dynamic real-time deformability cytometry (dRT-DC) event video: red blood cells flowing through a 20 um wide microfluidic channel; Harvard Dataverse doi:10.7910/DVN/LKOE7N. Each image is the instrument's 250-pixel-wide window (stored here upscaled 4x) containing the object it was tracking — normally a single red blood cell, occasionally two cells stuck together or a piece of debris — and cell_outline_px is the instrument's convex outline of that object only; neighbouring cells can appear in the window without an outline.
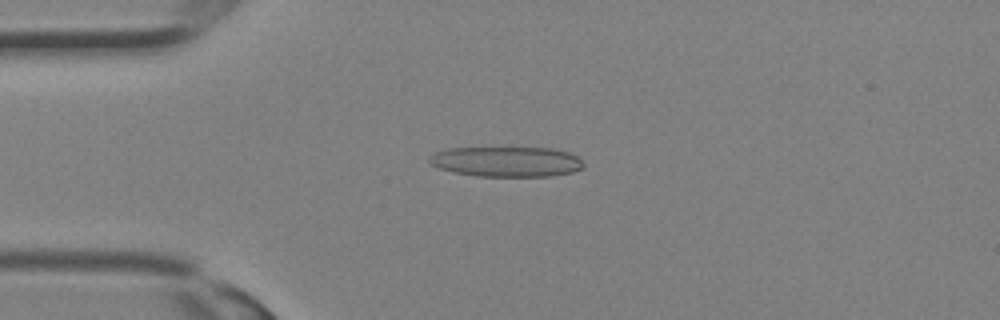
{"species": "Egyptian fruit bat (a non-hibernating species)", "species_latin": "Rousettus aegyptiacus", "temperature_condition": "room temperature", "stored_images_in_passage": 32, "camera_frame_rate_fps": 3000, "um_per_image_px": 0.085, "animal": {"sex": "female"}, "frame": {"image": 1, "passage_image": 8, "time_ms": 2.333, "image_size_px": [1000, 320], "cell_outline_px": [[584, 168], [572, 172], [552, 176], [476, 176], [456, 172], [440, 168], [428, 164], [428, 156], [436, 152], [448, 148], [556, 148], [568, 152], [576, 156], [584, 164]], "centroid_in_image_um": [43.05, 13.74], "position_along_channel_um": 41.9, "area_um2": 27.17}}
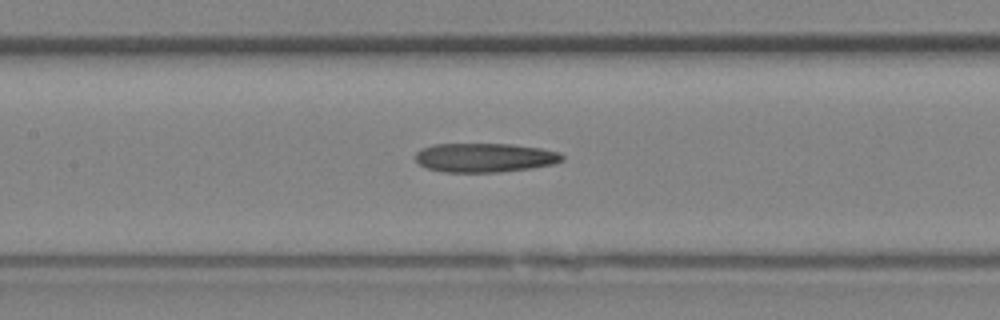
{"frame": {"image": 2, "passage_image": 15, "time_ms": 4.667, "image_size_px": [1000, 320], "cell_outline_px": [[564, 160], [552, 164], [532, 168], [500, 172], [444, 172], [428, 168], [420, 164], [416, 160], [416, 152], [420, 148], [432, 144], [512, 144], [540, 148], [560, 152], [564, 156]], "centroid_in_image_um": [41.21, 13.39], "position_along_channel_um": 166.2, "area_um2": 24.97}}
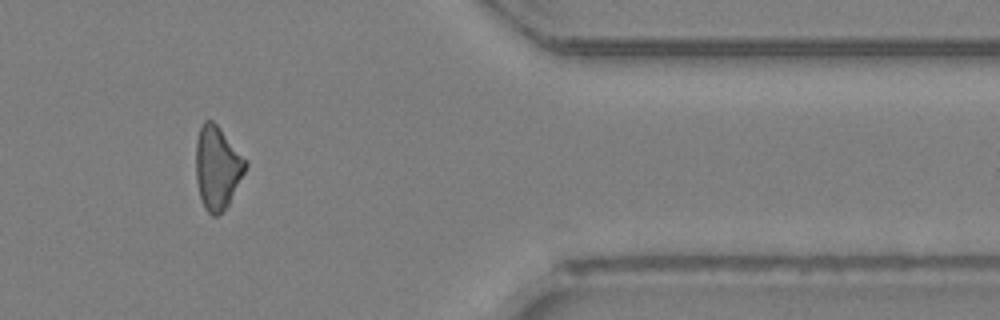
{"frame": {"image": 3, "passage_image": 27, "time_ms": 8.667, "image_size_px": [1000, 320], "cell_outline_px": [[248, 164], [228, 204], [216, 216], [212, 216], [204, 208], [200, 196], [196, 180], [196, 140], [200, 128], [204, 120], [212, 120], [220, 128], [248, 160]], "centroid_in_image_um": [18.47, 14.22], "position_along_channel_um": 392.9, "area_um2": 23.87}}